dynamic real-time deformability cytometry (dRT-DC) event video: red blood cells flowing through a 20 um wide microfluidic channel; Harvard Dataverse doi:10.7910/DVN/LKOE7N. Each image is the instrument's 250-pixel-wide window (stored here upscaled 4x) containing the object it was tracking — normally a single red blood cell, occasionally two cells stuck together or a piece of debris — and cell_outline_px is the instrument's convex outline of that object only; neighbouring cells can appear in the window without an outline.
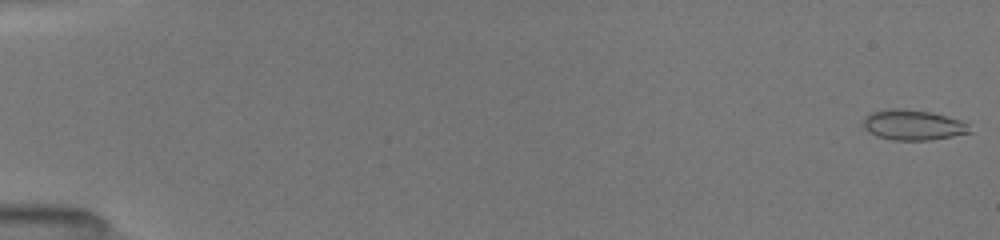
{"species": "common noctule bat (a hibernating species)", "species_latin": "Nyctalus noctula", "temperature_condition": "room temperature", "stored_images_in_passage": 45, "camera_frame_rate_fps": 3000, "um_per_image_px": 0.085, "animal": {"sex": "female", "body_mass_g": 19.5, "forearm_length_mm": 54.1}, "frame": {"image": 1, "passage_image": 1, "time_ms": 0.0, "image_size_px": [1000, 240], "cell_outline_px": [[972, 132], [932, 140], [892, 140], [876, 136], [868, 132], [864, 128], [864, 116], [872, 112], [884, 108], [904, 108], [932, 112], [960, 120], [968, 124]], "centroid_in_image_um": [77.58, 10.61], "position_along_channel_um": 7.4, "area_um2": 19.02}}
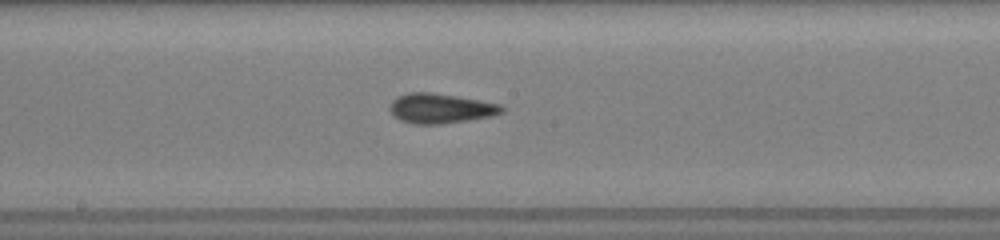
{"frame": {"image": 2, "passage_image": 25, "time_ms": 8.0, "image_size_px": [1000, 240], "cell_outline_px": [[504, 112], [492, 116], [468, 120], [440, 124], [412, 124], [400, 120], [392, 116], [388, 108], [388, 104], [396, 96], [408, 92], [432, 92], [480, 100], [500, 104], [504, 108]], "centroid_in_image_um": [37.39, 9.21], "position_along_channel_um": 210.8, "area_um2": 19.77}}
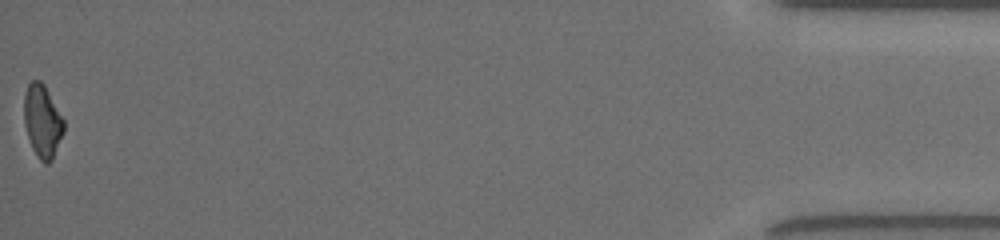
{"frame": {"image": 3, "passage_image": 45, "time_ms": 14.667, "image_size_px": [1000, 240], "cell_outline_px": [[64, 132], [52, 160], [48, 164], [44, 164], [36, 156], [32, 148], [24, 124], [24, 96], [28, 84], [32, 80], [40, 80], [44, 84], [64, 120]], "centroid_in_image_um": [3.6, 10.32], "position_along_channel_um": 431.6, "area_um2": 16.88}, "authors_computed_cell_mechanics": {"area_um2": 18.2648, "velocity_mm_per_s": 4.0754, "shape_relaxation_time_tau1_ms": 3.325, "shape_relaxation_time_tau2_ms": 0.9465, "deformation_change_tau1": 0.1319, "deformation_change_tau2": 0.0722}}